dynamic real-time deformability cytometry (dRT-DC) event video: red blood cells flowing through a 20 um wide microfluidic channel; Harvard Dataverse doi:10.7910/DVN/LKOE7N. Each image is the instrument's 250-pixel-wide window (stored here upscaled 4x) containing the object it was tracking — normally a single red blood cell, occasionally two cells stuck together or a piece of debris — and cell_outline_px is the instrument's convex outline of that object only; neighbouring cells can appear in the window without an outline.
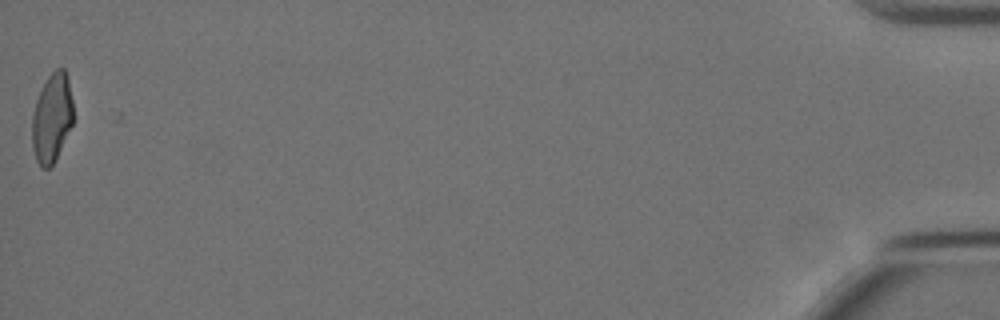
{"species": "Egyptian fruit bat (a non-hibernating species)", "species_latin": "Rousettus aegyptiacus", "temperature_condition": "cold", "stored_images_in_passage": 41, "camera_frame_rate_fps": 3000, "um_per_image_px": 0.085, "animal": {"sex": "female"}, "frame": {"image": 1, "passage_image": 41, "time_ms": 13.333, "image_size_px": [1000, 320], "cell_outline_px": [[72, 124], [56, 160], [48, 168], [40, 168], [36, 160], [32, 148], [32, 112], [36, 100], [48, 76], [56, 68], [64, 68], [68, 80], [72, 100]], "centroid_in_image_um": [4.39, 10.05], "position_along_channel_um": 430.8, "area_um2": 21.27}}